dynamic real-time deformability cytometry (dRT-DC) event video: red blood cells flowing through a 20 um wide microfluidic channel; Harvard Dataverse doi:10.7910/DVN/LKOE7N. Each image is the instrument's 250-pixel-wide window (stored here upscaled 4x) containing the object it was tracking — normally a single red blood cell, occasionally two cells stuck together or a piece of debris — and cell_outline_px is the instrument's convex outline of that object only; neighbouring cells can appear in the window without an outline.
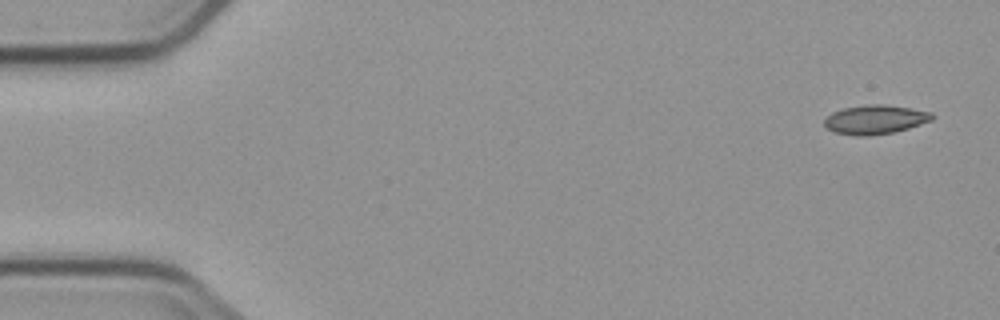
{"species": "common noctule bat (a hibernating species)", "species_latin": "Nyctalus noctula", "temperature_condition": "cold", "stored_images_in_passage": 5, "camera_frame_rate_fps": 3000, "um_per_image_px": 0.085, "animal": {"sex": "male", "body_mass_g": 23.1, "forearm_length_mm": 52.7}, "frame": {"image": 1, "passage_image": 1, "time_ms": 0.0, "image_size_px": [1000, 320], "cell_outline_px": [[936, 116], [932, 120], [908, 128], [892, 132], [868, 136], [856, 136], [836, 132], [828, 128], [824, 124], [824, 120], [832, 112], [844, 108], [868, 104], [884, 104], [932, 112]], "centroid_in_image_um": [74.4, 10.15], "position_along_channel_um": 10.6, "area_um2": 18.09}}
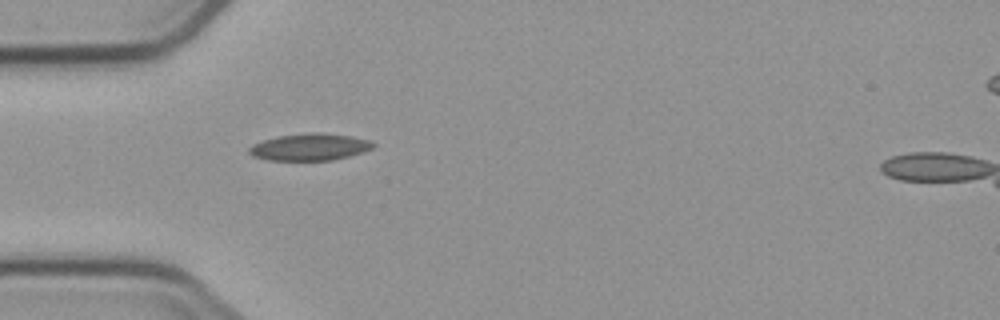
{"frame": {"image": 2, "passage_image": 5, "time_ms": 4.667, "image_size_px": [1000, 320], "cell_outline_px": [[376, 144], [372, 148], [348, 156], [332, 160], [268, 160], [252, 156], [248, 152], [248, 148], [252, 144], [264, 140], [280, 136], [312, 132], [320, 132], [348, 136], [372, 140]], "centroid_in_image_um": [26.31, 12.49], "position_along_channel_um": 58.7, "area_um2": 19.31}}